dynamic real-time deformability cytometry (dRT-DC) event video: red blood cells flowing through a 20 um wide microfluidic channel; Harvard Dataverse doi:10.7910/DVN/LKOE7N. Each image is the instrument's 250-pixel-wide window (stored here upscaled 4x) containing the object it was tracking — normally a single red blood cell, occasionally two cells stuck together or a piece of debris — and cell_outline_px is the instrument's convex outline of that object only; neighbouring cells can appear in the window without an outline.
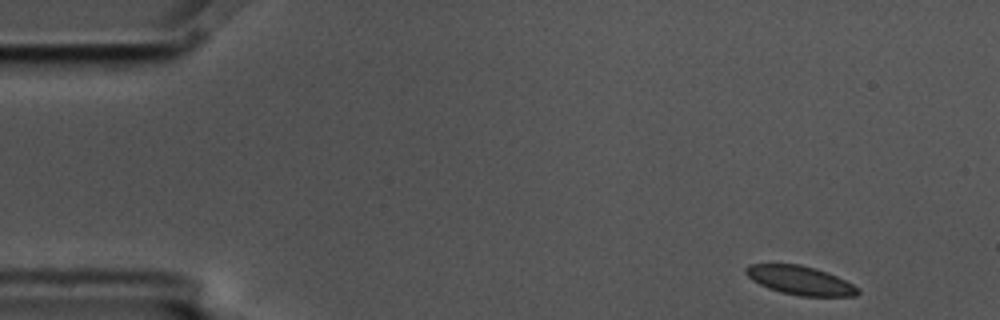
{"species": "common noctule bat (a hibernating species)", "species_latin": "Nyctalus noctula", "temperature_condition": "cold", "stored_images_in_passage": 11, "camera_frame_rate_fps": 3000, "um_per_image_px": 0.085, "animal": {"sex": "male", "body_mass_g": 17.5, "forearm_length_mm": 52.3}, "frame": {"image": 1, "passage_image": 1, "time_ms": 0.0, "image_size_px": [1000, 320], "cell_outline_px": [[860, 292], [856, 296], [800, 296], [780, 292], [768, 288], [752, 280], [744, 272], [744, 268], [748, 264], [800, 264], [816, 268], [836, 276], [860, 288]], "centroid_in_image_um": [68.0, 23.83], "position_along_channel_um": 17.0, "area_um2": 18.84}}
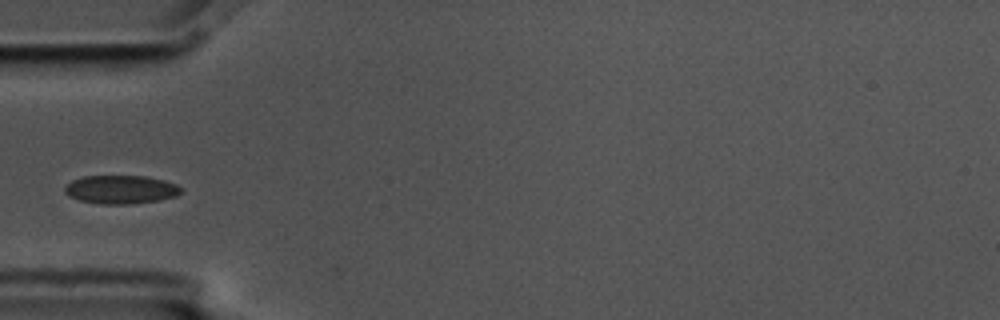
{"frame": {"image": 2, "passage_image": 4, "time_ms": 1.0, "image_size_px": [1000, 320], "cell_outline_px": [[180, 192], [176, 196], [160, 200], [128, 204], [100, 204], [80, 200], [68, 196], [64, 192], [64, 188], [72, 180], [84, 176], [148, 176], [164, 180], [176, 184], [180, 188]], "centroid_in_image_um": [10.25, 16.11], "position_along_channel_um": 74.7, "area_um2": 19.25}}
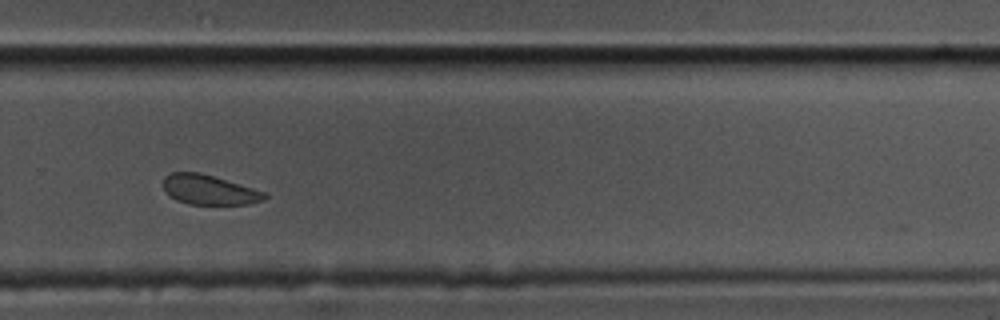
{"frame": {"image": 3, "passage_image": 10, "time_ms": 3.0, "image_size_px": [1000, 320], "cell_outline_px": [[268, 196], [264, 200], [248, 204], [188, 204], [176, 200], [168, 196], [164, 188], [164, 176], [172, 172], [200, 172], [252, 188], [264, 192]], "centroid_in_image_um": [17.74, 16.13], "position_along_channel_um": 312.1, "area_um2": 17.46}}